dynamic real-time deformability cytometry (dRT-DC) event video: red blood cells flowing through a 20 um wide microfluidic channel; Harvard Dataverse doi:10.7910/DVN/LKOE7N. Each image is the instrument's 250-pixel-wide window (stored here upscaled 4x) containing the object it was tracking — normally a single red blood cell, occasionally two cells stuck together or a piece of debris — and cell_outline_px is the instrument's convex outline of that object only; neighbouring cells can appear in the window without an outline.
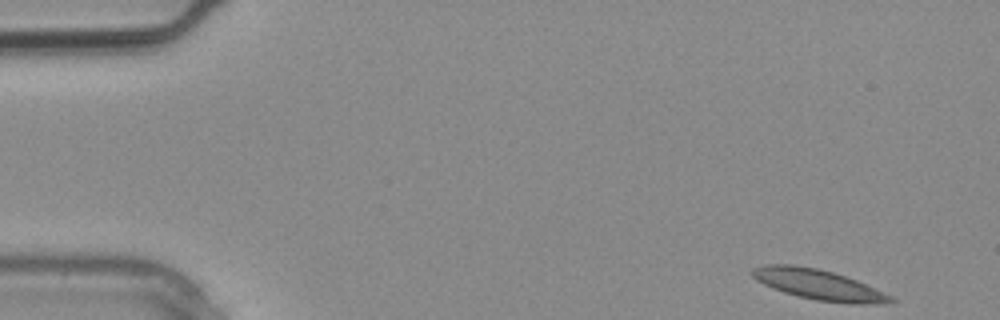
{"species": "common noctule bat (a hibernating species)", "species_latin": "Nyctalus noctula", "temperature_condition": "warm", "stored_images_in_passage": 2, "segment_of_instrument_passage": [2, 2], "camera_frame_rate_fps": 3000, "um_per_image_px": 0.085, "animal": {"sex": "male", "body_mass_g": 20.4}, "frame": {"image": 1, "passage_image": 2, "time_ms": 0.333, "image_size_px": [1000, 320], "cell_outline_px": [[896, 300], [888, 304], [848, 304], [816, 300], [784, 292], [772, 288], [756, 280], [752, 276], [752, 268], [764, 264], [792, 264], [820, 268], [856, 280], [884, 292], [892, 296]], "centroid_in_image_um": [69.59, 24.19], "position_along_channel_um": 15.4, "area_um2": 24.57}}